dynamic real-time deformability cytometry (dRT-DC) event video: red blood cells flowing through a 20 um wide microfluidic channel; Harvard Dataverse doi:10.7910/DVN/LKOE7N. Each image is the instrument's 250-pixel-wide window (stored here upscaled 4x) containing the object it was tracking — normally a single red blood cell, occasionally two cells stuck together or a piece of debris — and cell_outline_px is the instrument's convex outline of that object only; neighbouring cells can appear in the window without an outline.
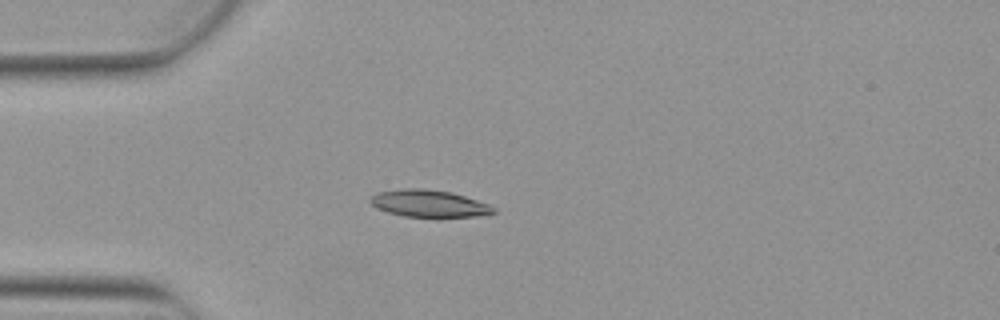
{"species": "Egyptian fruit bat (a non-hibernating species)", "species_latin": "Rousettus aegyptiacus", "temperature_condition": "warm", "stored_images_in_passage": 4, "camera_frame_rate_fps": 3000, "um_per_image_px": 0.085, "animal": {"sex": "female"}, "frame": {"image": 1, "passage_image": 4, "time_ms": 1.0, "image_size_px": [1000, 320], "cell_outline_px": [[496, 212], [476, 216], [404, 216], [388, 212], [376, 208], [368, 200], [376, 192], [404, 188], [424, 188], [452, 192], [488, 204], [496, 208]], "centroid_in_image_um": [36.42, 17.28], "position_along_channel_um": 48.6, "area_um2": 19.25}}